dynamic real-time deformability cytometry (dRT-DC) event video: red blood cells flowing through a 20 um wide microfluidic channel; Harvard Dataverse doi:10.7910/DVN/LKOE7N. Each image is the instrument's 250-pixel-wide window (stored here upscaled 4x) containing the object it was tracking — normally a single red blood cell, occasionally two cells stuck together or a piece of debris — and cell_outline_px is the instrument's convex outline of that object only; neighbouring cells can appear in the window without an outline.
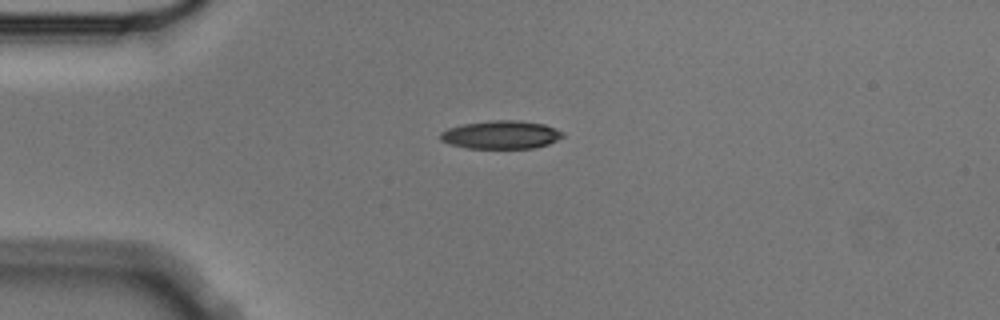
{"species": "Egyptian fruit bat (a non-hibernating species)", "species_latin": "Rousettus aegyptiacus", "temperature_condition": "cold", "stored_images_in_passage": 5, "camera_frame_rate_fps": 3000, "um_per_image_px": 0.085, "animal": {"sex": "male"}, "frame": {"image": 1, "passage_image": 1, "time_ms": 0.0, "image_size_px": [1000, 320], "cell_outline_px": [[564, 136], [548, 144], [532, 148], [468, 148], [448, 144], [440, 140], [440, 132], [448, 128], [464, 124], [492, 120], [520, 120], [544, 124], [556, 128], [564, 132]], "centroid_in_image_um": [42.59, 11.45], "position_along_channel_um": 42.4, "area_um2": 20.17}}
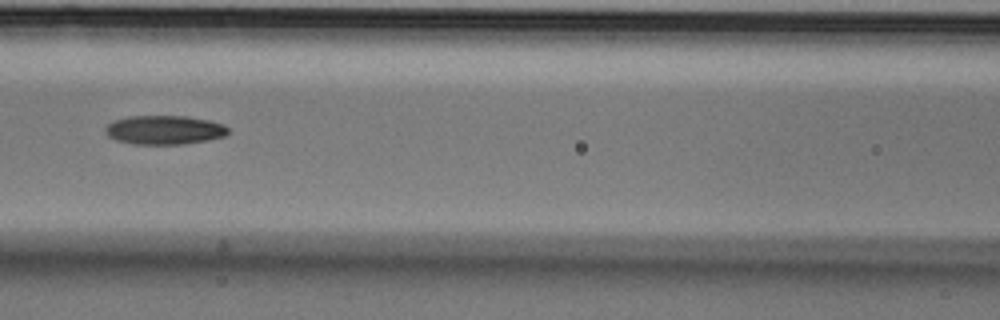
{"frame": {"image": 2, "passage_image": 4, "time_ms": 1.0, "image_size_px": [1000, 320], "cell_outline_px": [[228, 132], [224, 136], [208, 140], [184, 144], [132, 144], [116, 140], [108, 136], [104, 132], [104, 128], [112, 120], [128, 116], [184, 116], [208, 120], [224, 124], [228, 128]], "centroid_in_image_um": [13.93, 11.04], "position_along_channel_um": 152.7, "area_um2": 20.87}}
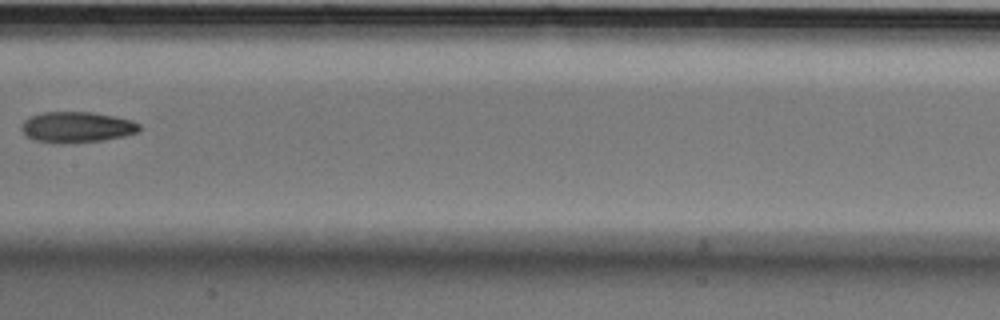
{"frame": {"image": 3, "passage_image": 5, "time_ms": 1.333, "image_size_px": [1000, 320], "cell_outline_px": [[144, 128], [136, 132], [124, 136], [104, 140], [32, 140], [20, 128], [24, 120], [32, 116], [44, 112], [92, 112], [132, 120], [140, 124]], "centroid_in_image_um": [6.59, 10.75], "position_along_channel_um": 200.8, "area_um2": 20.17}}